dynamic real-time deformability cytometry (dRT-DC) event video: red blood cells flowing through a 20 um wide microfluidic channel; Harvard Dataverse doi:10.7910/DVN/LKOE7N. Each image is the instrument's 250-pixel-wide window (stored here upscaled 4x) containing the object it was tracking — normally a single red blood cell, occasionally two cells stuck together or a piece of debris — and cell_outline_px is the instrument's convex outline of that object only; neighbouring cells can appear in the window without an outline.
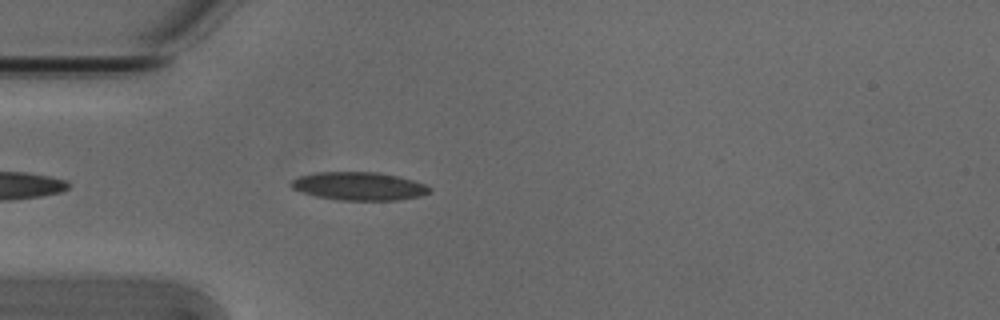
{"species": "Egyptian fruit bat (a non-hibernating species)", "species_latin": "Rousettus aegyptiacus", "temperature_condition": "cold", "stored_images_in_passage": 29, "camera_frame_rate_fps": 3000, "um_per_image_px": 0.085, "animal": {"sex": "male"}, "frame": {"image": 1, "passage_image": 2, "time_ms": 0.333, "image_size_px": [1000, 320], "cell_outline_px": [[432, 188], [428, 192], [420, 196], [396, 200], [336, 200], [316, 196], [292, 188], [288, 184], [292, 180], [300, 176], [316, 172], [380, 172], [412, 180], [424, 184]], "centroid_in_image_um": [30.49, 15.82], "position_along_channel_um": 54.5, "area_um2": 22.6}}
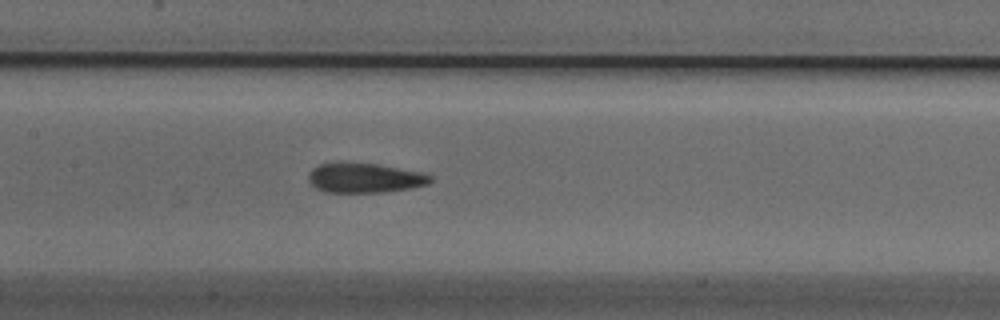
{"frame": {"image": 2, "passage_image": 12, "time_ms": 3.667, "image_size_px": [1000, 320], "cell_outline_px": [[432, 180], [428, 184], [408, 188], [384, 192], [324, 192], [316, 188], [308, 180], [308, 172], [312, 168], [320, 164], [336, 160], [340, 160], [376, 164], [424, 172], [432, 176]], "centroid_in_image_um": [30.94, 15.08], "position_along_channel_um": 176.5, "area_um2": 21.62}}
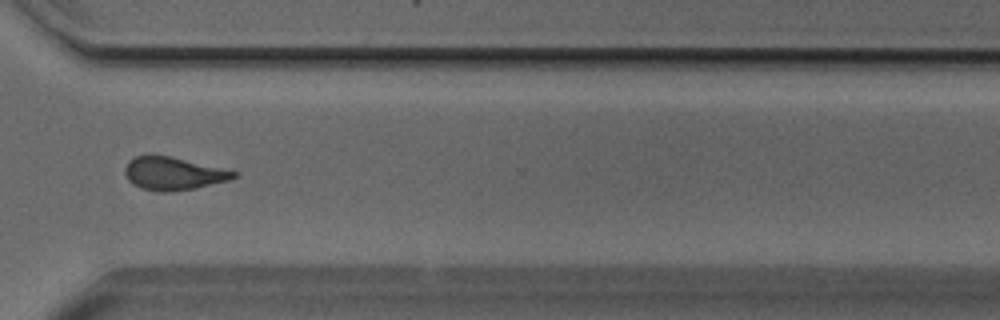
{"frame": {"image": 3, "passage_image": 26, "time_ms": 8.333, "image_size_px": [1000, 320], "cell_outline_px": [[236, 176], [228, 180], [196, 188], [168, 192], [160, 192], [140, 188], [132, 184], [128, 180], [124, 172], [124, 168], [128, 160], [136, 156], [148, 152], [168, 156], [220, 168], [236, 172]], "centroid_in_image_um": [14.61, 14.73], "position_along_channel_um": 356.0, "area_um2": 20.92}, "authors_computed_cell_mechanics": {"area_um2": 21.2126, "velocity_mm_per_s": 3.8421, "shape_relaxation_time_tau1_ms": 3.8089, "shape_relaxation_time_tau2_ms": 2.5206, "deformation_change_tau1": 0.1544, "deformation_change_tau2": 0.1247}}